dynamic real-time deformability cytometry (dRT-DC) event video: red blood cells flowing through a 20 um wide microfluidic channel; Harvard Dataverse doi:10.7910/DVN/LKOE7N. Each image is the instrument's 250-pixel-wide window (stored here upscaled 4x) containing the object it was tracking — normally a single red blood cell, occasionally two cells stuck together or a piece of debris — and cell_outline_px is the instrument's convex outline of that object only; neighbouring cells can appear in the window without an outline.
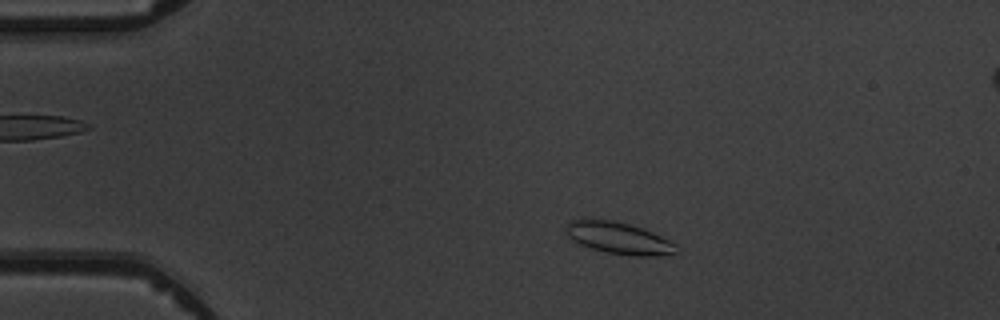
{"species": "common noctule bat (a hibernating species)", "species_latin": "Nyctalus noctula", "temperature_condition": "warm", "stored_images_in_passage": 4, "camera_frame_rate_fps": 3000, "um_per_image_px": 0.085, "animal": {"sex": "male", "body_mass_g": 19.5, "forearm_length_mm": 54.6}, "frame": {"image": 1, "passage_image": 2, "time_ms": 1.0, "image_size_px": [1000, 320], "cell_outline_px": [[676, 244], [672, 252], [656, 256], [632, 256], [608, 252], [592, 248], [580, 244], [572, 240], [564, 232], [568, 220], [580, 216], [584, 216], [612, 220], [628, 224], [652, 232]], "centroid_in_image_um": [52.42, 20.17], "position_along_channel_um": 32.6, "area_um2": 20.58}}